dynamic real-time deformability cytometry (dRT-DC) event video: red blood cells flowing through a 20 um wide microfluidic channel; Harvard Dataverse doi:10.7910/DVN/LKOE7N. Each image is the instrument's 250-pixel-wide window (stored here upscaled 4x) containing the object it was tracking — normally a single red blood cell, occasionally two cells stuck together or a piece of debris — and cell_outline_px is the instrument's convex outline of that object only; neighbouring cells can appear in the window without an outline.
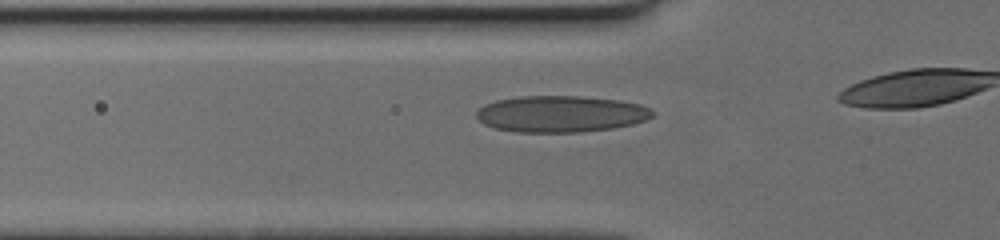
{"species": "human", "species_latin": "Homo sapiens", "temperature_condition": "cold", "stored_images_in_passage": 22, "camera_frame_rate_fps": 3000, "um_per_image_px": 0.085, "donor": {"sex": "female"}, "frame": {"image": 1, "passage_image": 14, "time_ms": 4.333, "image_size_px": [1000, 240], "cell_outline_px": [[652, 116], [644, 120], [632, 124], [612, 128], [580, 132], [516, 132], [496, 128], [484, 124], [476, 116], [476, 112], [484, 104], [496, 100], [520, 96], [580, 96], [620, 100], [640, 104], [652, 108]], "centroid_in_image_um": [47.66, 9.68], "position_along_channel_um": 78.1, "area_um2": 37.4}}
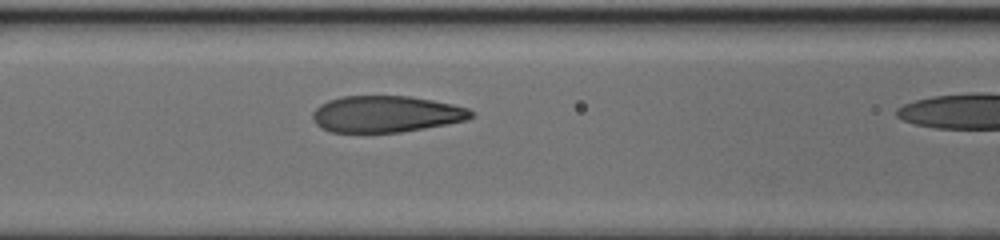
{"frame": {"image": 2, "passage_image": 18, "time_ms": 5.667, "image_size_px": [1000, 240], "cell_outline_px": [[476, 112], [468, 120], [448, 124], [400, 132], [332, 132], [320, 128], [312, 120], [312, 112], [320, 104], [328, 100], [340, 96], [408, 96], [432, 100], [452, 104], [468, 108]], "centroid_in_image_um": [32.8, 9.69], "position_along_channel_um": 133.8, "area_um2": 33.87}}
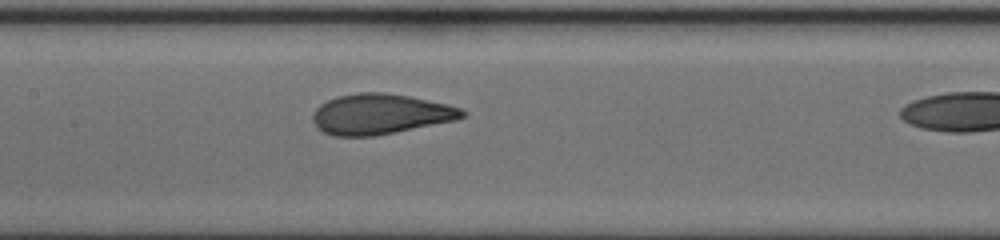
{"frame": {"image": 3, "passage_image": 21, "time_ms": 6.667, "image_size_px": [1000, 240], "cell_outline_px": [[464, 116], [456, 120], [396, 132], [372, 136], [332, 136], [324, 132], [312, 120], [312, 116], [316, 108], [320, 104], [336, 96], [360, 92], [384, 92], [408, 96], [448, 104], [460, 108], [464, 112]], "centroid_in_image_um": [32.31, 9.69], "position_along_channel_um": 175.1, "area_um2": 34.97}}